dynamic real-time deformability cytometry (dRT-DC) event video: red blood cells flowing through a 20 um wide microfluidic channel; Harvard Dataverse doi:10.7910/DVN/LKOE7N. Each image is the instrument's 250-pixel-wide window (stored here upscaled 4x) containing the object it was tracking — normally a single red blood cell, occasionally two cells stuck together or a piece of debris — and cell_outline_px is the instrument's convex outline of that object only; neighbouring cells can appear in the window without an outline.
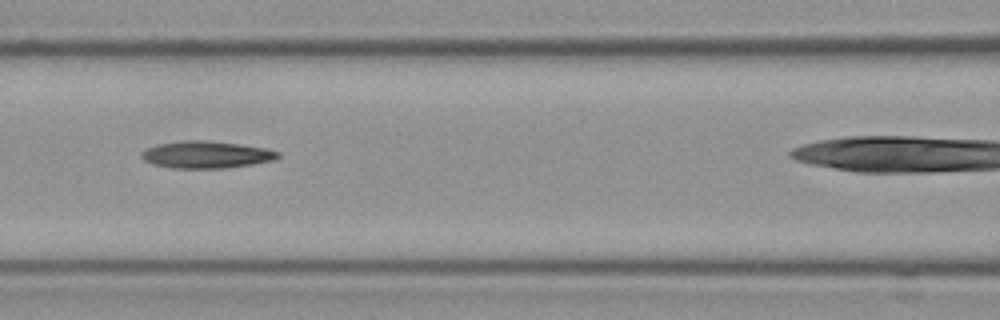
{"species": "Egyptian fruit bat (a non-hibernating species)", "species_latin": "Rousettus aegyptiacus", "temperature_condition": "cold", "stored_images_in_passage": 6, "camera_frame_rate_fps": 3000, "um_per_image_px": 0.085, "frame": {"image": 1, "passage_image": 4, "time_ms": 1.0, "image_size_px": [1000, 320], "cell_outline_px": [[280, 156], [276, 160], [252, 164], [224, 168], [172, 168], [152, 164], [144, 160], [140, 156], [140, 152], [156, 144], [184, 140], [204, 140], [240, 144], [268, 148], [280, 152]], "centroid_in_image_um": [17.54, 13.14], "position_along_channel_um": 149.1, "area_um2": 21.73}}